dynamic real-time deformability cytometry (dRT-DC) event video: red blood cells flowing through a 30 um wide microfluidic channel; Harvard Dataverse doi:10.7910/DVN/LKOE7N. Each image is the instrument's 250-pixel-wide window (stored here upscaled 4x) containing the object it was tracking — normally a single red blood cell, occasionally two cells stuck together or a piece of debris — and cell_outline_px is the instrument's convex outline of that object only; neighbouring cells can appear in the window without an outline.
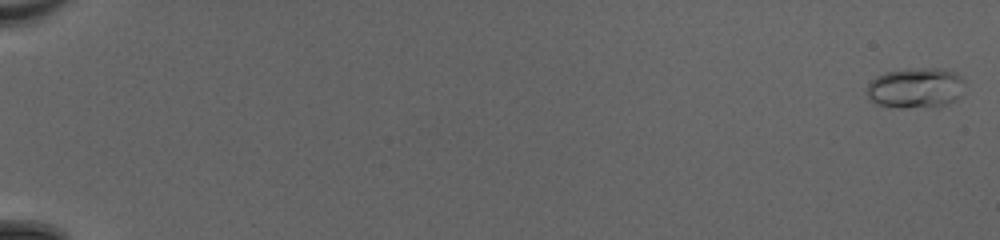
{"species": "common noctule bat (a hibernating species)", "species_latin": "Nyctalus noctula", "temperature_condition": "cold", "stored_images_in_passage": 51, "camera_frame_rate_fps": 3000, "um_per_image_px": 0.085, "animal": {"sex": "female", "body_mass_g": 20.0, "forearm_length_mm": 54.0}, "frame": {"image": 1, "passage_image": 1, "time_ms": 0.0, "image_size_px": [1000, 240], "cell_outline_px": [[964, 96], [948, 104], [936, 108], [900, 108], [876, 104], [864, 92], [868, 84], [876, 76], [884, 72], [920, 68], [936, 68], [956, 72], [964, 76]], "centroid_in_image_um": [77.89, 7.5], "position_along_channel_um": 7.1, "area_um2": 23.81}}
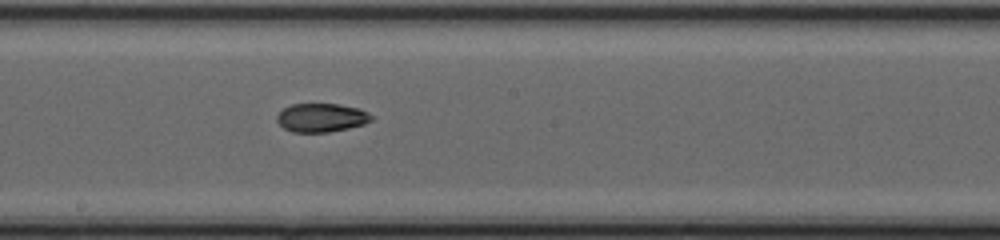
{"frame": {"image": 2, "passage_image": 31, "time_ms": 10.0, "image_size_px": [1000, 240], "cell_outline_px": [[376, 116], [372, 120], [364, 124], [348, 128], [328, 132], [292, 132], [284, 128], [276, 120], [276, 116], [284, 108], [292, 104], [340, 104], [360, 108]], "centroid_in_image_um": [27.36, 9.99], "position_along_channel_um": 220.8, "area_um2": 15.9}}
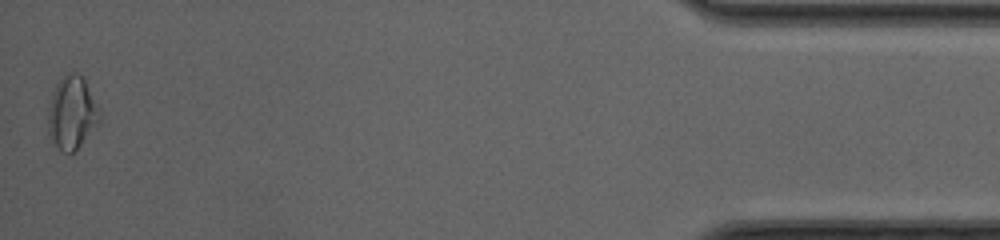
{"frame": {"image": 3, "passage_image": 51, "time_ms": 16.667, "image_size_px": [1000, 240], "cell_outline_px": [[100, 124], [72, 152], [60, 152], [52, 144], [48, 132], [48, 108], [52, 92], [56, 84], [68, 72], [80, 72], [100, 108]], "centroid_in_image_um": [6.11, 9.59], "position_along_channel_um": 429.1, "area_um2": 22.2}, "authors_computed_cell_mechanics": {"area_um2": 16.8198, "velocity_mm_per_s": 4.258, "shape_relaxation_time_tau1_ms": null, "shape_relaxation_time_tau2_ms": 1.8208, "deformation_change_tau1": null, "deformation_change_tau2": 0.0578}}